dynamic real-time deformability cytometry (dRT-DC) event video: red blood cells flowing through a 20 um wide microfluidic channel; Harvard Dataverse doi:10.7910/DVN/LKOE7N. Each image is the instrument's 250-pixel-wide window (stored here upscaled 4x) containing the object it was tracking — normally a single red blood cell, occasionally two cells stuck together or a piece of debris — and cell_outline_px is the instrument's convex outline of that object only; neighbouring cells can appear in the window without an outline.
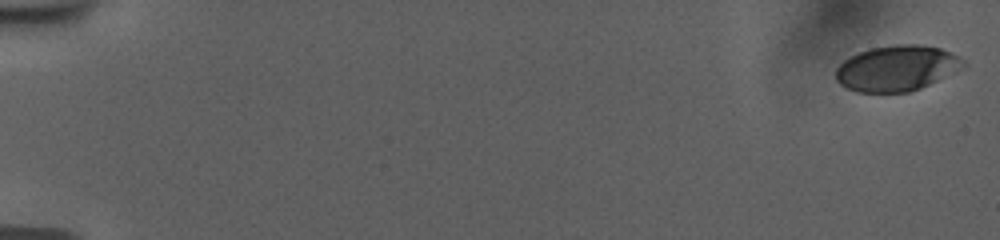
{"species": "human", "species_latin": "Homo sapiens", "temperature_condition": "room temperature", "stored_images_in_passage": 56, "camera_frame_rate_fps": 3000, "um_per_image_px": 0.085, "donor": {"sex": "female"}, "frame": {"image": 1, "passage_image": 1, "time_ms": 0.0, "image_size_px": [1000, 240], "cell_outline_px": [[968, 64], [920, 88], [908, 92], [856, 92], [840, 84], [836, 80], [836, 68], [844, 60], [860, 52], [872, 48], [896, 44], [916, 44], [940, 48], [964, 60]], "centroid_in_image_um": [76.19, 5.8], "position_along_channel_um": 8.8, "area_um2": 33.29}}
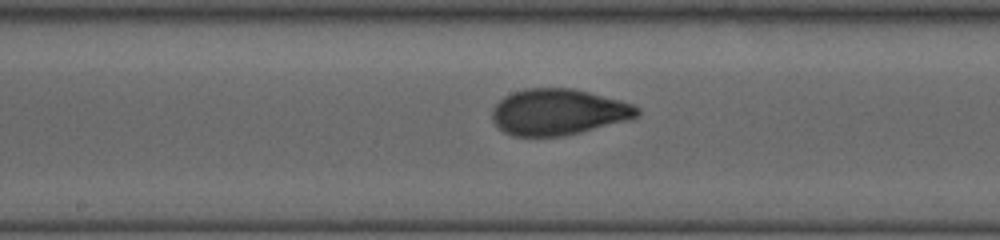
{"frame": {"image": 2, "passage_image": 31, "time_ms": 10.0, "image_size_px": [1000, 240], "cell_outline_px": [[640, 112], [632, 120], [564, 136], [512, 136], [504, 132], [492, 120], [492, 108], [504, 96], [512, 92], [528, 88], [572, 88], [620, 100], [632, 104], [640, 108]], "centroid_in_image_um": [47.47, 9.53], "position_along_channel_um": 200.7, "area_um2": 39.13}}
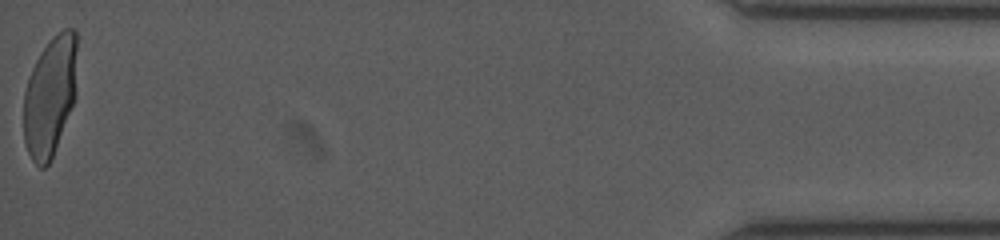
{"frame": {"image": 3, "passage_image": 56, "time_ms": 18.333, "image_size_px": [1000, 240], "cell_outline_px": [[76, 96], [52, 160], [44, 168], [40, 168], [32, 160], [24, 144], [24, 92], [28, 76], [40, 52], [52, 36], [64, 28], [72, 28], [76, 32]], "centroid_in_image_um": [4.25, 8.18], "position_along_channel_um": 431.0, "area_um2": 37.74}, "authors_computed_cell_mechanics": {"area_um2": 37.6567, "velocity_mm_per_s": 3.7787, "shape_relaxation_time_tau1_ms": 6.6786, "shape_relaxation_time_tau2_ms": null, "deformation_change_tau1": 0.2246, "deformation_change_tau2": null}}